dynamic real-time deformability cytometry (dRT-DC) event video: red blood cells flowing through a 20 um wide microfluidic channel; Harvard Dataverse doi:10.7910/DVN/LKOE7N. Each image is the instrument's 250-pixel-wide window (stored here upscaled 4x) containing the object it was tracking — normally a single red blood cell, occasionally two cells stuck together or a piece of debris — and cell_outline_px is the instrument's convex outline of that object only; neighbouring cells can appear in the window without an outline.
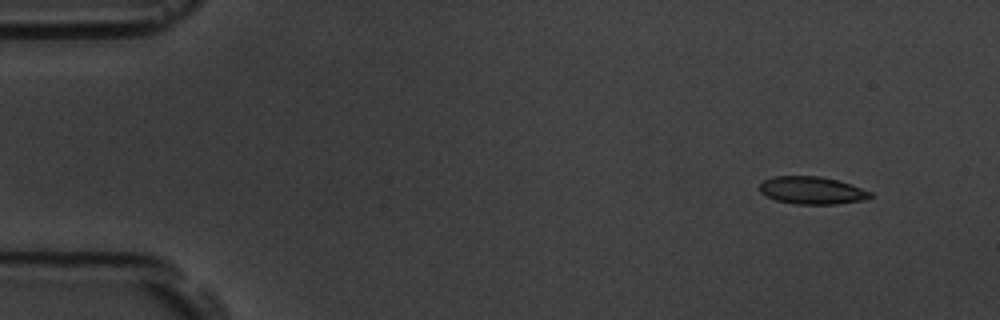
{"species": "common noctule bat (a hibernating species)", "species_latin": "Nyctalus noctula", "temperature_condition": "room temperature", "stored_images_in_passage": 5, "camera_frame_rate_fps": 3000, "um_per_image_px": 0.085, "animal": {"sex": "male", "body_mass_g": 19.5, "forearm_length_mm": 54.6}, "frame": {"image": 1, "passage_image": 1, "time_ms": 0.0, "image_size_px": [1000, 320], "cell_outline_px": [[872, 196], [868, 200], [836, 204], [796, 204], [776, 200], [764, 196], [760, 192], [760, 184], [764, 180], [772, 176], [820, 176], [836, 180], [872, 192]], "centroid_in_image_um": [69.0, 16.19], "position_along_channel_um": 16.0, "area_um2": 17.8}}
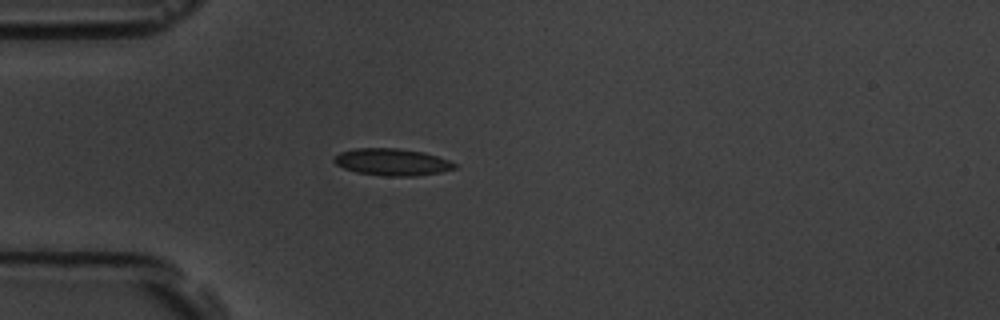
{"frame": {"image": 2, "passage_image": 4, "time_ms": 3.667, "image_size_px": [1000, 320], "cell_outline_px": [[456, 168], [440, 172], [416, 176], [388, 176], [356, 172], [344, 168], [336, 164], [332, 160], [340, 152], [352, 148], [396, 148], [424, 152], [448, 160], [456, 164]], "centroid_in_image_um": [33.31, 13.77], "position_along_channel_um": 51.7, "area_um2": 18.84}}